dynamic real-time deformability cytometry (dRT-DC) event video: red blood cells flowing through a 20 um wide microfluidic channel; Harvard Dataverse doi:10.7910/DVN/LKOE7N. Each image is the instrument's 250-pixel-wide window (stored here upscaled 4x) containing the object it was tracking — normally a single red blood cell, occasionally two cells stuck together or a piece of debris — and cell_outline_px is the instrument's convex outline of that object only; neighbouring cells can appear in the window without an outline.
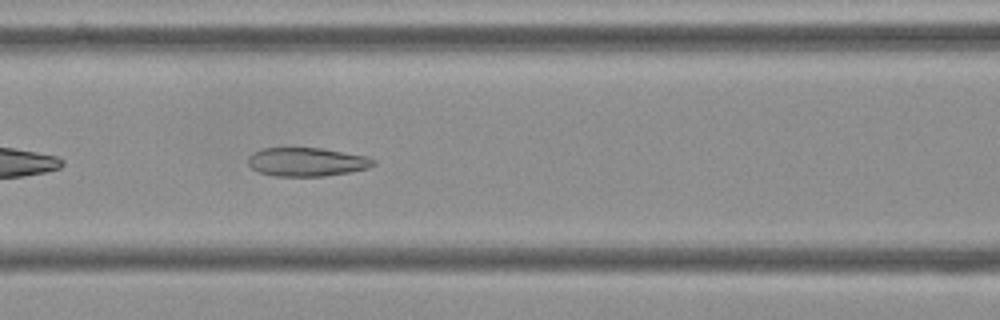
{"species": "Egyptian fruit bat (a non-hibernating species)", "species_latin": "Rousettus aegyptiacus", "temperature_condition": "cold", "stored_images_in_passage": 39, "camera_frame_rate_fps": 3000, "um_per_image_px": 0.085, "frame": {"image": 1, "passage_image": 10, "time_ms": 3.0, "image_size_px": [1000, 320], "cell_outline_px": [[376, 164], [368, 168], [348, 172], [324, 176], [272, 176], [260, 172], [252, 168], [248, 164], [248, 156], [252, 152], [264, 148], [320, 148], [364, 156], [376, 160]], "centroid_in_image_um": [26.04, 13.76], "position_along_channel_um": 140.6, "area_um2": 20.81}}
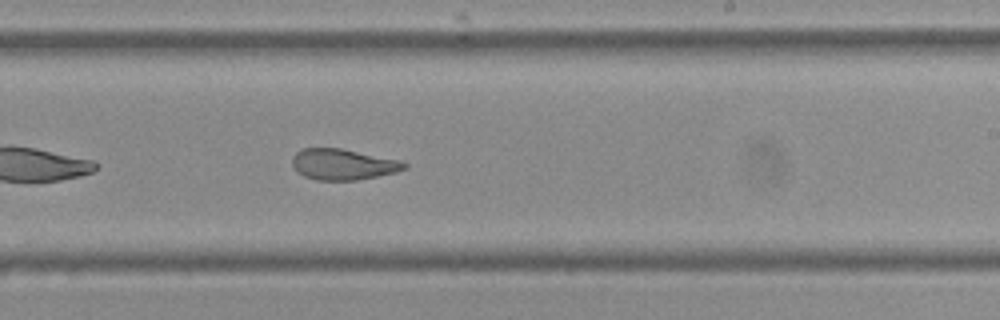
{"frame": {"image": 2, "passage_image": 20, "time_ms": 6.333, "image_size_px": [1000, 320], "cell_outline_px": [[408, 168], [396, 172], [356, 180], [316, 180], [304, 176], [296, 172], [292, 164], [292, 156], [296, 152], [304, 148], [340, 148], [400, 160], [408, 164]], "centroid_in_image_um": [29.14, 13.97], "position_along_channel_um": 259.9, "area_um2": 20.23}}
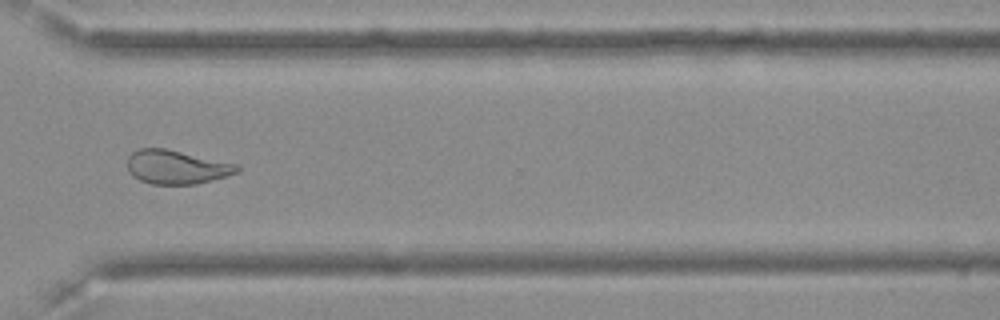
{"frame": {"image": 3, "passage_image": 28, "time_ms": 9.0, "image_size_px": [1000, 320], "cell_outline_px": [[240, 172], [196, 184], [152, 184], [140, 180], [132, 176], [128, 168], [128, 156], [132, 152], [140, 148], [164, 148], [236, 164], [240, 168]], "centroid_in_image_um": [14.98, 14.2], "position_along_channel_um": 355.6, "area_um2": 21.39}, "authors_computed_cell_mechanics": {"area_um2": 21.386, "velocity_mm_per_s": 3.5832, "shape_relaxation_time_tau1_ms": null, "shape_relaxation_time_tau2_ms": 2.1546, "deformation_change_tau1": null, "deformation_change_tau2": 0.0864}}